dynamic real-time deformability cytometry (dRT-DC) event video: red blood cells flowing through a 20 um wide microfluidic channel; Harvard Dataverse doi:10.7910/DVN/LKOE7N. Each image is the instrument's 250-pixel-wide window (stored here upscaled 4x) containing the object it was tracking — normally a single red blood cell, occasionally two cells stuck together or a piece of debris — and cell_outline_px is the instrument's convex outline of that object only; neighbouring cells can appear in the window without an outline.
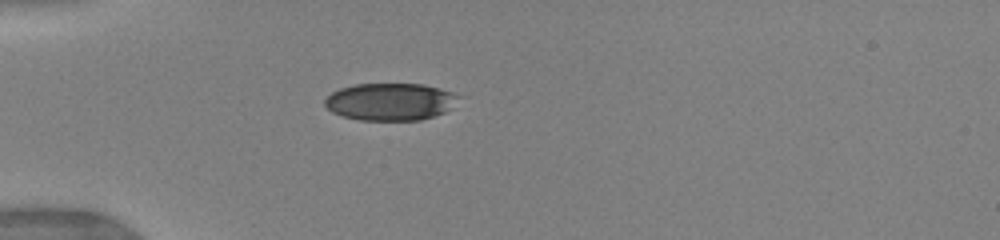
{"species": "human", "species_latin": "Homo sapiens", "temperature_condition": "warm", "stored_images_in_passage": 37, "camera_frame_rate_fps": 3000, "um_per_image_px": 0.085, "donor": {"sex": "female"}, "frame": {"image": 1, "passage_image": 1, "time_ms": 0.0, "image_size_px": [1000, 240], "cell_outline_px": [[460, 96], [444, 112], [420, 120], [360, 120], [344, 116], [332, 112], [324, 104], [324, 100], [332, 92], [340, 88], [356, 84], [424, 84], [440, 88], [452, 92]], "centroid_in_image_um": [33.14, 8.64], "position_along_channel_um": 51.9, "area_um2": 28.78}}
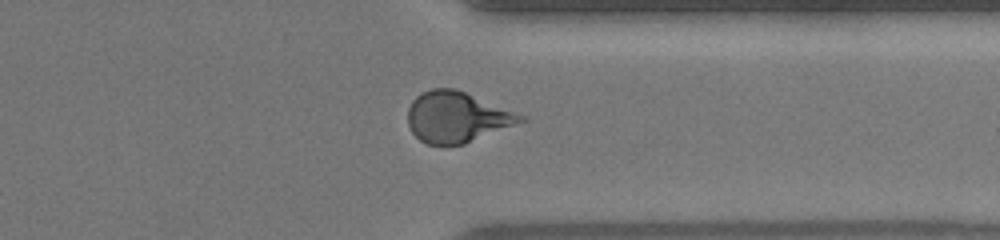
{"frame": {"image": 2, "passage_image": 27, "time_ms": 8.333, "image_size_px": [1000, 240], "cell_outline_px": [[528, 120], [464, 144], [428, 144], [420, 140], [412, 132], [408, 124], [408, 108], [412, 100], [420, 92], [432, 88], [456, 88], [524, 116]], "centroid_in_image_um": [38.81, 9.94], "position_along_channel_um": 372.6, "area_um2": 33.12}}
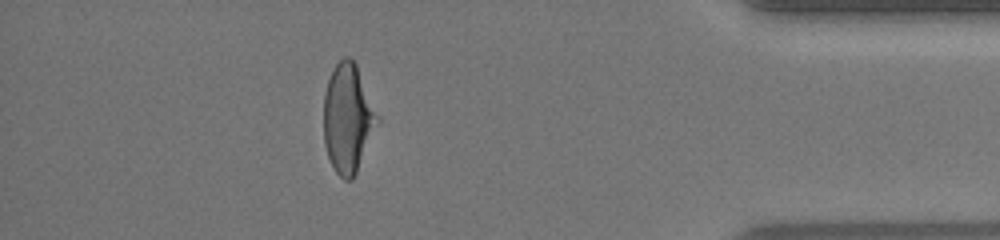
{"frame": {"image": 3, "passage_image": 32, "time_ms": 10.0, "image_size_px": [1000, 240], "cell_outline_px": [[380, 120], [356, 172], [352, 180], [344, 180], [336, 172], [328, 156], [324, 144], [324, 92], [328, 80], [336, 64], [344, 56], [348, 56], [356, 64], [380, 116]], "centroid_in_image_um": [29.58, 10.05], "position_along_channel_um": 405.6, "area_um2": 33.99}, "authors_computed_cell_mechanics": {"area_um2": 32.657, "velocity_mm_per_s": 4.058, "shape_relaxation_time_tau1_ms": 6.6862, "shape_relaxation_time_tau2_ms": 0.7595, "deformation_change_tau1": 0.2165, "deformation_change_tau2": 0.0609}}